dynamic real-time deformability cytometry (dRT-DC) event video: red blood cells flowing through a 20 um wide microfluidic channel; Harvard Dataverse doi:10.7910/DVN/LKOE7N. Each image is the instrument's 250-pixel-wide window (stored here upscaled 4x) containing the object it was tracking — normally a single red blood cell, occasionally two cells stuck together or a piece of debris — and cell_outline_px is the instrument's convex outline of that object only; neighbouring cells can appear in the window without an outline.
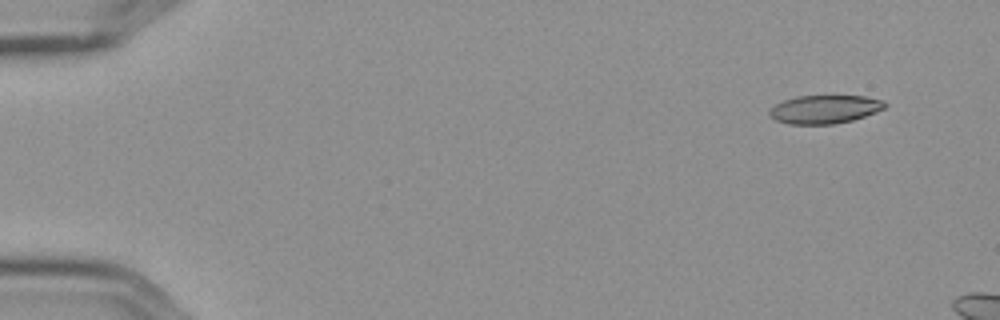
{"species": "Egyptian fruit bat (a non-hibernating species)", "species_latin": "Rousettus aegyptiacus", "temperature_condition": "cold", "stored_images_in_passage": 2, "camera_frame_rate_fps": 3000, "um_per_image_px": 0.085, "frame": {"image": 1, "passage_image": 2, "time_ms": 0.333, "image_size_px": [1000, 320], "cell_outline_px": [[888, 104], [884, 108], [876, 112], [852, 120], [832, 124], [788, 124], [776, 120], [768, 116], [768, 112], [776, 104], [784, 100], [796, 96], [864, 96], [884, 100]], "centroid_in_image_um": [70.1, 9.29], "position_along_channel_um": 14.9, "area_um2": 19.07}}